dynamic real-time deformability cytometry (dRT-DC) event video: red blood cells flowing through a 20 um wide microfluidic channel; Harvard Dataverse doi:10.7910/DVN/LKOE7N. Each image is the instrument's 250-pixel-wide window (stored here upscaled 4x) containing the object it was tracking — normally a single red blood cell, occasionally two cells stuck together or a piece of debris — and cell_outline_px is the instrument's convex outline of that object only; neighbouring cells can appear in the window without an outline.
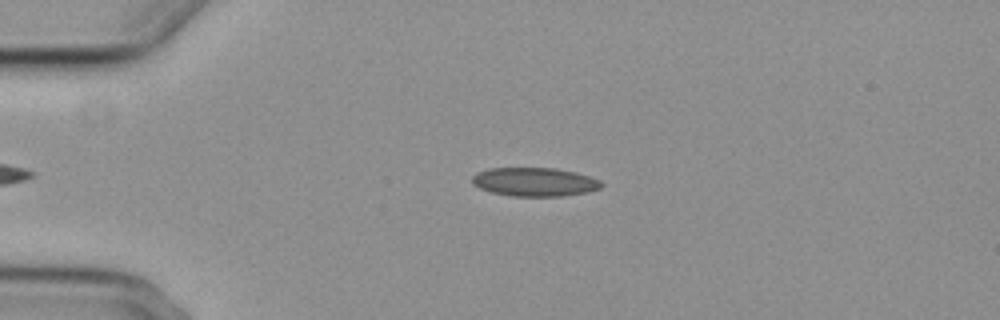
{"species": "common noctule bat (a hibernating species)", "species_latin": "Nyctalus noctula", "temperature_condition": "cold", "stored_images_in_passage": 40, "camera_frame_rate_fps": 3000, "um_per_image_px": 0.085, "animal": {"sex": "female", "body_mass_g": 29.2, "forearm_length_mm": 56.3}, "frame": {"image": 1, "passage_image": 3, "time_ms": 0.667, "image_size_px": [1000, 320], "cell_outline_px": [[604, 184], [600, 188], [588, 192], [560, 196], [512, 196], [492, 192], [480, 188], [472, 184], [472, 176], [476, 172], [488, 168], [556, 168], [576, 172], [600, 180]], "centroid_in_image_um": [45.43, 15.45], "position_along_channel_um": 39.6, "area_um2": 21.68}}
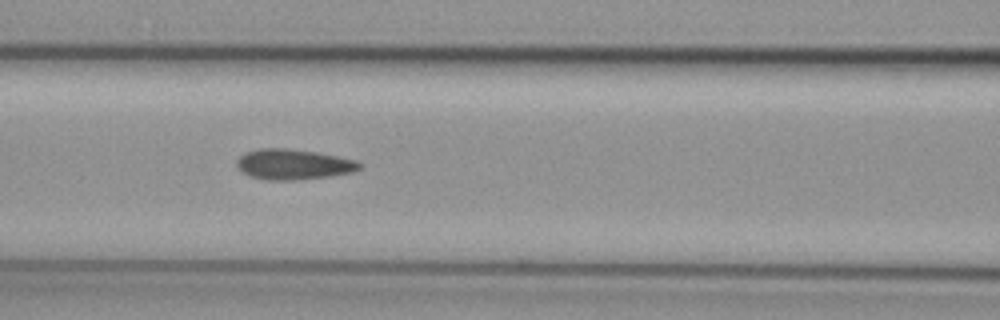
{"frame": {"image": 2, "passage_image": 14, "time_ms": 4.333, "image_size_px": [1000, 320], "cell_outline_px": [[364, 164], [360, 168], [352, 172], [332, 176], [296, 180], [268, 180], [252, 176], [244, 172], [236, 164], [236, 160], [244, 152], [260, 148], [288, 148], [316, 152], [356, 160]], "centroid_in_image_um": [24.96, 13.96], "position_along_channel_um": 141.6, "area_um2": 21.73}}
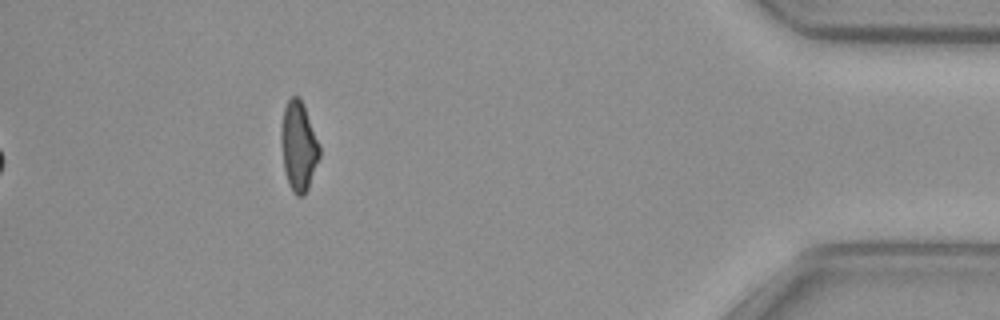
{"frame": {"image": 3, "passage_image": 40, "time_ms": 13.0, "image_size_px": [1000, 320], "cell_outline_px": [[320, 156], [308, 188], [304, 196], [296, 196], [292, 192], [288, 184], [284, 168], [280, 140], [280, 128], [284, 108], [288, 100], [292, 96], [300, 96], [304, 104], [320, 144]], "centroid_in_image_um": [25.38, 12.41], "position_along_channel_um": 409.8, "area_um2": 20.35}, "authors_computed_cell_mechanics": {"area_um2": 21.3571, "velocity_mm_per_s": 3.7218, "shape_relaxation_time_tau1_ms": null, "shape_relaxation_time_tau2_ms": 7.1565, "deformation_change_tau1": null, "deformation_change_tau2": 0.1308}}